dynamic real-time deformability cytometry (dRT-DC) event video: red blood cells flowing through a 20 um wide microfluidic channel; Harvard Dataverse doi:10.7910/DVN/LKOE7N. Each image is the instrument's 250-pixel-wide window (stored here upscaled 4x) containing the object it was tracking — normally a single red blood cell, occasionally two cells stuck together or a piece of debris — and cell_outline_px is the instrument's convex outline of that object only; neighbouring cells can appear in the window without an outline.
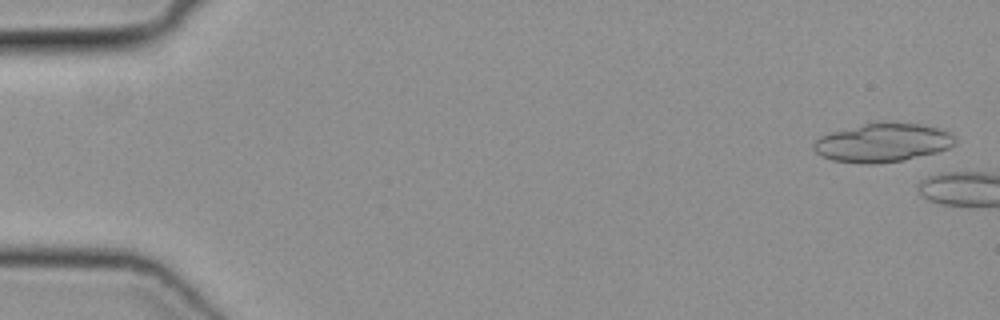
{"species": "common noctule bat (a hibernating species)", "species_latin": "Nyctalus noctula", "temperature_condition": "cold", "stored_images_in_passage": 5, "camera_frame_rate_fps": 3000, "um_per_image_px": 0.085, "animal": {"sex": "female", "body_mass_g": 19.3, "forearm_length_mm": 54.1}, "frame": {"image": 1, "passage_image": 2, "time_ms": 0.333, "image_size_px": [1000, 320], "cell_outline_px": [[956, 144], [948, 148], [936, 152], [904, 160], [876, 164], [860, 164], [832, 160], [820, 156], [812, 148], [812, 144], [820, 136], [832, 132], [880, 120], [920, 124], [936, 128], [948, 132], [956, 140]], "centroid_in_image_um": [74.99, 12.12], "position_along_channel_um": 10.0, "area_um2": 32.14}}